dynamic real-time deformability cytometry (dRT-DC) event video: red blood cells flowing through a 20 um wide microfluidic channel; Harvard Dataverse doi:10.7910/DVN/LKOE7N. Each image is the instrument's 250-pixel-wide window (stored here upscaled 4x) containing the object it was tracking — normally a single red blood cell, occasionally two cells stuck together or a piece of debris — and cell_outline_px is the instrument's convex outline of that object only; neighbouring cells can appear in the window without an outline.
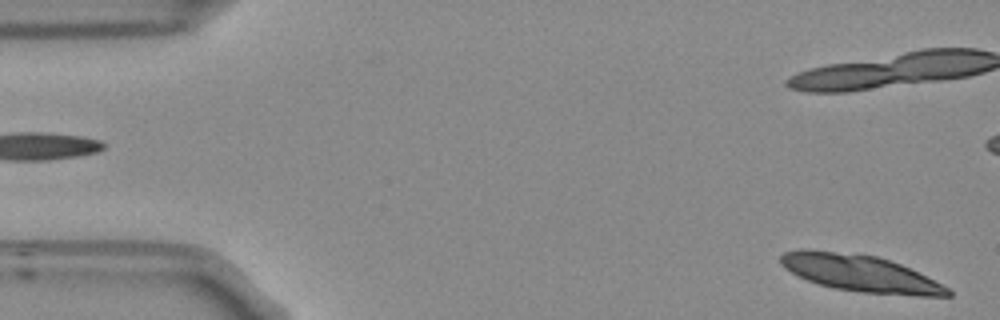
{"species": "Egyptian fruit bat (a non-hibernating species)", "species_latin": "Rousettus aegyptiacus", "temperature_condition": "room temperature", "stored_images_in_passage": 10, "camera_frame_rate_fps": 3000, "um_per_image_px": 0.085, "frame": {"image": 1, "passage_image": 1, "time_ms": 0.0, "image_size_px": [1000, 320], "cell_outline_px": [[952, 296], [920, 296], [864, 292], [832, 288], [808, 280], [784, 268], [780, 264], [780, 256], [784, 252], [832, 252], [876, 256], [900, 264], [948, 288], [952, 292]], "centroid_in_image_um": [73.17, 23.28], "position_along_channel_um": 11.8, "area_um2": 34.22}}